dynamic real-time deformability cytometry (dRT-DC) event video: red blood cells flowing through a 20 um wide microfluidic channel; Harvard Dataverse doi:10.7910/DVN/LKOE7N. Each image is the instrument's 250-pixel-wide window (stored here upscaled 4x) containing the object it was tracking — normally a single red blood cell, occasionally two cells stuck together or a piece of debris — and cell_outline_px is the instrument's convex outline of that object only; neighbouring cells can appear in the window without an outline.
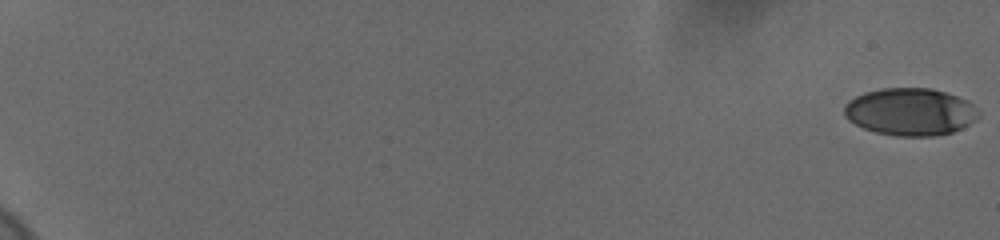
{"species": "human", "species_latin": "Homo sapiens", "temperature_condition": "cold", "stored_images_in_passage": 60, "camera_frame_rate_fps": 3000, "um_per_image_px": 0.085, "donor": {"sex": "female"}, "frame": {"image": 1, "passage_image": 1, "time_ms": 0.0, "image_size_px": [1000, 240], "cell_outline_px": [[980, 116], [976, 120], [952, 132], [936, 136], [896, 136], [876, 132], [864, 128], [848, 120], [844, 116], [844, 104], [848, 100], [864, 92], [880, 88], [932, 88], [968, 100], [980, 112]], "centroid_in_image_um": [77.36, 9.5], "position_along_channel_um": 7.6, "area_um2": 37.28}}
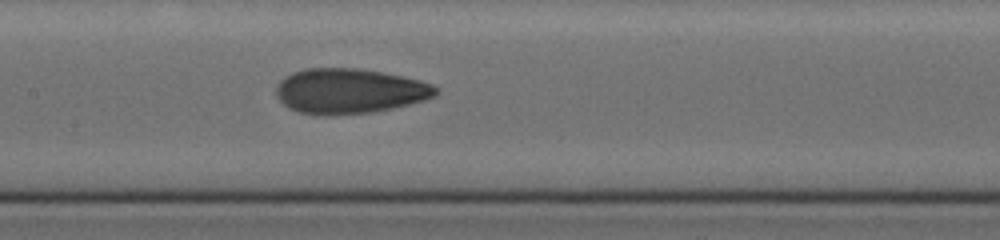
{"frame": {"image": 2, "passage_image": 34, "time_ms": 11.0, "image_size_px": [1000, 240], "cell_outline_px": [[440, 92], [436, 96], [424, 100], [392, 108], [372, 112], [324, 116], [296, 112], [288, 108], [276, 96], [276, 88], [280, 80], [284, 76], [292, 72], [304, 68], [360, 68], [384, 72], [420, 80], [432, 84]], "centroid_in_image_um": [29.68, 7.74], "position_along_channel_um": 177.7, "area_um2": 42.31}}
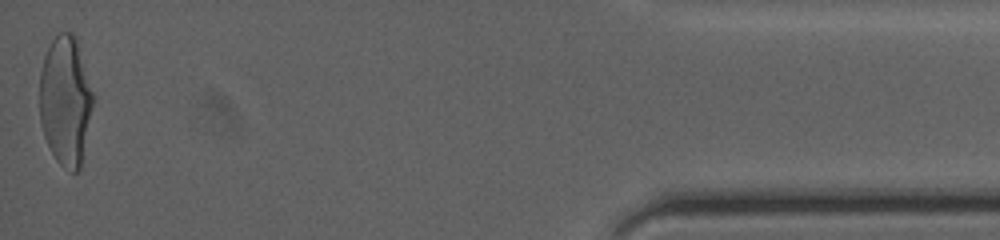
{"frame": {"image": 3, "passage_image": 60, "time_ms": 19.667, "image_size_px": [1000, 240], "cell_outline_px": [[96, 96], [80, 168], [76, 172], [72, 172], [60, 164], [56, 160], [44, 136], [40, 120], [40, 72], [44, 56], [52, 40], [60, 32], [72, 32], [76, 36]], "centroid_in_image_um": [5.61, 8.53], "position_along_channel_um": 429.6, "area_um2": 40.92}, "authors_computed_cell_mechanics": {"area_um2": 39.4774, "velocity_mm_per_s": 3.6838, "shape_relaxation_time_tau1_ms": 5.4657, "shape_relaxation_time_tau2_ms": 1.3218, "deformation_change_tau1": 0.1973, "deformation_change_tau2": 0.0779}}